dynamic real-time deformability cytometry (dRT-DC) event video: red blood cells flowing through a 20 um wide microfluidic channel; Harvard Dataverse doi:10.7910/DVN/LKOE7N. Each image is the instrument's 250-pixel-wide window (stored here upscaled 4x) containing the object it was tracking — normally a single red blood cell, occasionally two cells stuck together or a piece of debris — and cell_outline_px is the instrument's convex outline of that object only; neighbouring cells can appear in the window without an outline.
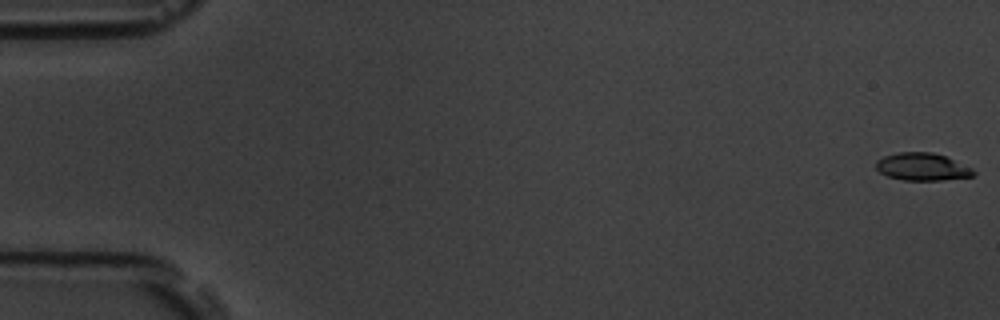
{"species": "common noctule bat (a hibernating species)", "species_latin": "Nyctalus noctula", "temperature_condition": "room temperature", "stored_images_in_passage": 56, "camera_frame_rate_fps": 3000, "um_per_image_px": 0.085, "animal": {"sex": "male", "body_mass_g": 19.5, "forearm_length_mm": 54.6}, "frame": {"image": 1, "passage_image": 1, "time_ms": 0.0, "image_size_px": [1000, 320], "cell_outline_px": [[976, 176], [940, 180], [904, 180], [888, 176], [880, 172], [876, 168], [876, 160], [884, 156], [896, 152], [932, 152], [944, 156], [972, 168], [976, 172]], "centroid_in_image_um": [78.39, 14.17], "position_along_channel_um": 6.6, "area_um2": 15.61}}
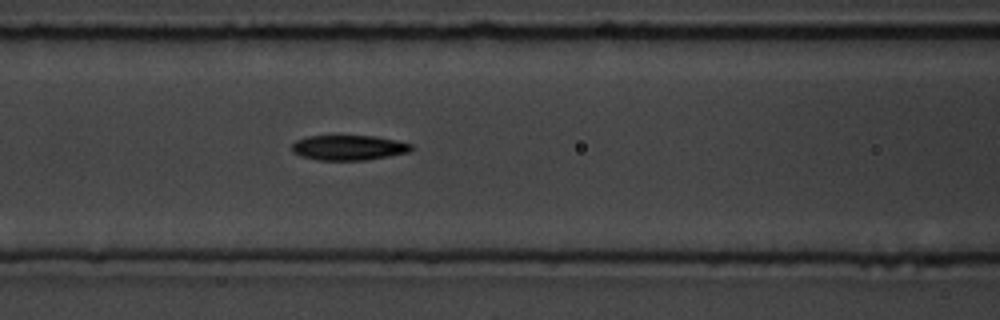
{"frame": {"image": 2, "passage_image": 24, "time_ms": 7.667, "image_size_px": [1000, 320], "cell_outline_px": [[412, 148], [408, 152], [388, 156], [364, 160], [316, 160], [300, 156], [292, 152], [292, 144], [296, 140], [308, 136], [376, 136], [396, 140], [412, 144]], "centroid_in_image_um": [29.6, 12.55], "position_along_channel_um": 137.0, "area_um2": 17.4}}
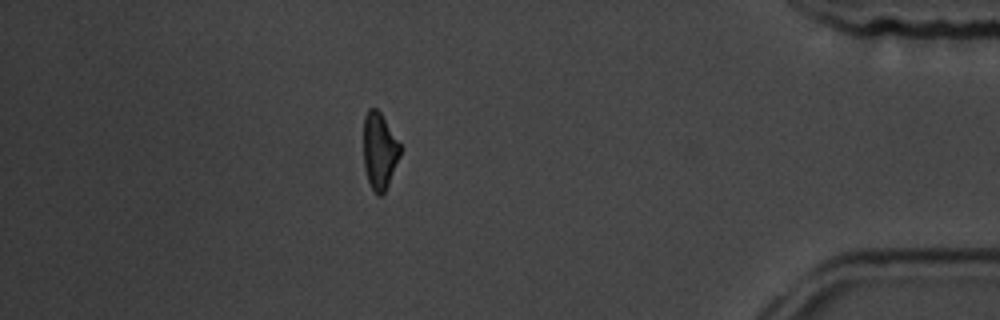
{"frame": {"image": 3, "passage_image": 49, "time_ms": 16.0, "image_size_px": [1000, 320], "cell_outline_px": [[400, 156], [388, 184], [384, 192], [380, 196], [376, 196], [368, 180], [364, 168], [364, 116], [368, 108], [376, 108], [380, 112], [400, 144]], "centroid_in_image_um": [32.24, 12.83], "position_along_channel_um": 403.0, "area_um2": 16.18}, "authors_computed_cell_mechanics": {"area_um2": 17.1955, "velocity_mm_per_s": 3.7203, "shape_relaxation_time_tau1_ms": 2.8517, "shape_relaxation_time_tau2_ms": null, "deformation_change_tau1": 0.1195, "deformation_change_tau2": null}}